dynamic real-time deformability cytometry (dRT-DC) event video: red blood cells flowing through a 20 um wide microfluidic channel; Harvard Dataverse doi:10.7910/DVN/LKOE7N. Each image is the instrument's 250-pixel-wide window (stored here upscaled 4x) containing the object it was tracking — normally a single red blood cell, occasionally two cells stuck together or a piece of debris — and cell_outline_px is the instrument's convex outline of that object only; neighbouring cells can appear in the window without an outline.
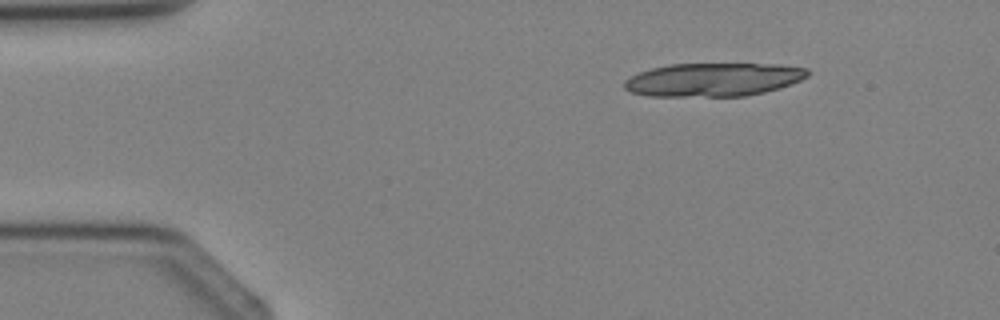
{"species": "Egyptian fruit bat (a non-hibernating species)", "species_latin": "Rousettus aegyptiacus", "temperature_condition": "cold", "stored_images_in_passage": 3, "segment_of_instrument_passage": [1, 2], "camera_frame_rate_fps": 3000, "um_per_image_px": 0.085, "animal": {"sex": "female"}, "frame": {"image": 1, "passage_image": 1, "time_ms": 0.0, "image_size_px": [1000, 320], "cell_outline_px": [[808, 76], [800, 80], [780, 88], [764, 92], [744, 96], [648, 96], [632, 92], [624, 88], [624, 80], [640, 72], [652, 68], [668, 64], [780, 64], [808, 68]], "centroid_in_image_um": [60.65, 6.76], "position_along_channel_um": 24.4, "area_um2": 35.66}}